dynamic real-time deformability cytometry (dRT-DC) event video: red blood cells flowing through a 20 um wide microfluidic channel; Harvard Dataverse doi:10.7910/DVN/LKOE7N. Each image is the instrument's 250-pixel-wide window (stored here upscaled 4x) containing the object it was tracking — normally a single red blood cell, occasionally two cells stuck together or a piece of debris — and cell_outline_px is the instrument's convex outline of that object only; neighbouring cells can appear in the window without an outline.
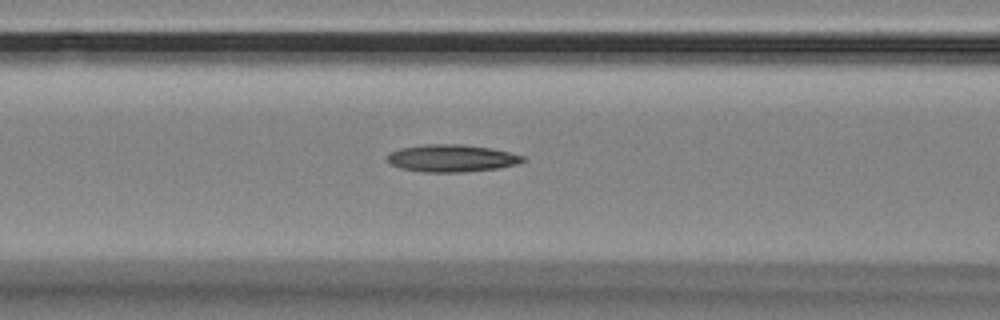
{"species": "Egyptian fruit bat (a non-hibernating species)", "species_latin": "Rousettus aegyptiacus", "temperature_condition": "room temperature", "stored_images_in_passage": 42, "camera_frame_rate_fps": 3000, "um_per_image_px": 0.085, "animal": {"sex": "female"}, "frame": {"image": 1, "passage_image": 8, "time_ms": 2.333, "image_size_px": [1000, 320], "cell_outline_px": [[528, 160], [516, 164], [496, 168], [464, 172], [420, 172], [400, 168], [392, 164], [384, 156], [388, 152], [400, 148], [424, 144], [464, 144], [492, 148], [524, 156]], "centroid_in_image_um": [38.36, 13.44], "position_along_channel_um": 128.2, "area_um2": 21.79}}
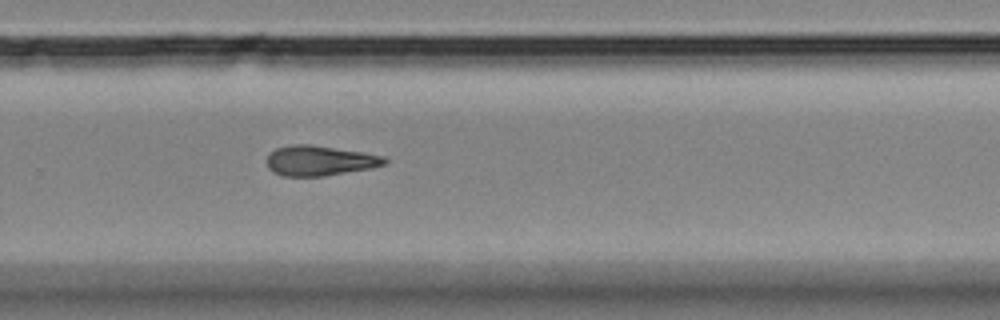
{"frame": {"image": 2, "passage_image": 23, "time_ms": 7.333, "image_size_px": [1000, 320], "cell_outline_px": [[388, 164], [372, 168], [324, 176], [284, 176], [272, 172], [268, 168], [268, 152], [276, 148], [292, 144], [312, 144], [384, 156], [388, 160]], "centroid_in_image_um": [27.17, 13.65], "position_along_channel_um": 302.6, "area_um2": 20.75}}
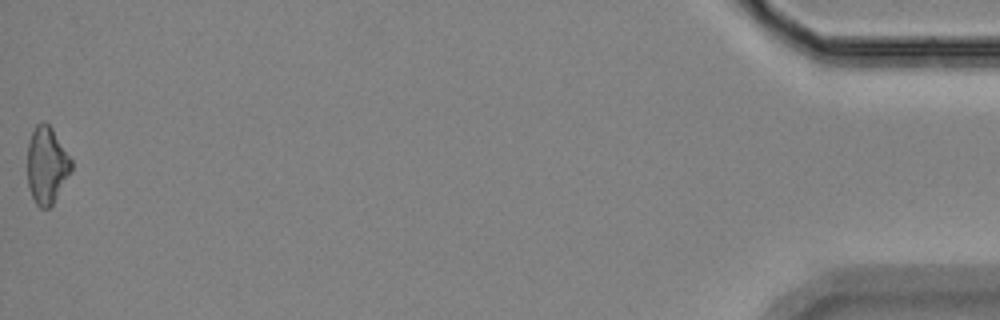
{"frame": {"image": 3, "passage_image": 42, "time_ms": 13.667, "image_size_px": [1000, 320], "cell_outline_px": [[72, 168], [52, 204], [48, 208], [40, 208], [36, 204], [28, 188], [28, 140], [36, 124], [44, 120], [52, 128], [72, 160]], "centroid_in_image_um": [3.95, 14.02], "position_along_channel_um": 431.2, "area_um2": 19.48}, "authors_computed_cell_mechanics": {"area_um2": 20.6057, "velocity_mm_per_s": 3.4932, "shape_relaxation_time_tau1_ms": 4.3475, "shape_relaxation_time_tau2_ms": 10.1536, "deformation_change_tau1": 0.128, "deformation_change_tau2": 0.2441}}